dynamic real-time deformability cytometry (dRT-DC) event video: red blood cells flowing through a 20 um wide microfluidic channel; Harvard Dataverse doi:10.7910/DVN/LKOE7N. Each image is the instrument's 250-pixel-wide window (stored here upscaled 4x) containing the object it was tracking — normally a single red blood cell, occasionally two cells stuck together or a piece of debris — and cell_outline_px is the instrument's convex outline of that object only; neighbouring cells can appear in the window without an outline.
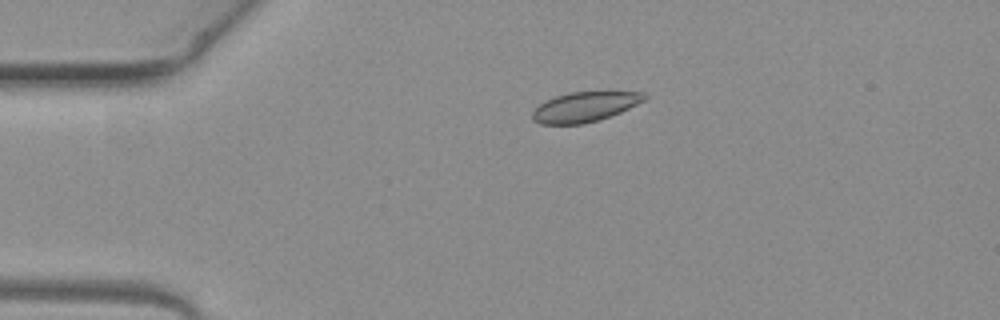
{"species": "common noctule bat (a hibernating species)", "species_latin": "Nyctalus noctula", "temperature_condition": "warm", "stored_images_in_passage": 6, "camera_frame_rate_fps": 3000, "um_per_image_px": 0.085, "animal": {"sex": "female", "body_mass_g": 19.3, "forearm_length_mm": 54.1}, "frame": {"image": 1, "passage_image": 6, "time_ms": 1.667, "image_size_px": [1000, 320], "cell_outline_px": [[648, 96], [644, 100], [620, 112], [600, 120], [584, 124], [540, 124], [532, 120], [532, 112], [540, 104], [556, 96], [568, 92], [644, 92]], "centroid_in_image_um": [49.69, 9.09], "position_along_channel_um": 35.3, "area_um2": 19.36}}